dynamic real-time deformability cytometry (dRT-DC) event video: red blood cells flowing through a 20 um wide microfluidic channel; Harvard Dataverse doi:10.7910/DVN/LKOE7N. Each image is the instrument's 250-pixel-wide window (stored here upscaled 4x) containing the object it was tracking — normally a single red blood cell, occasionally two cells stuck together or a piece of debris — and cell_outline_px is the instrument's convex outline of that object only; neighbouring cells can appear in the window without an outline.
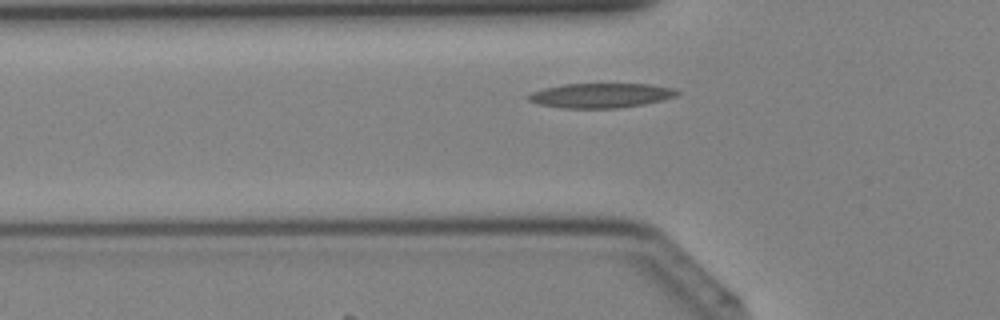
{"species": "Egyptian fruit bat (a non-hibernating species)", "species_latin": "Rousettus aegyptiacus", "temperature_condition": "cold", "stored_images_in_passage": 31, "camera_frame_rate_fps": 3000, "um_per_image_px": 0.085, "animal": {"sex": "female"}, "frame": {"image": 1, "passage_image": 7, "time_ms": 2.0, "image_size_px": [1000, 320], "cell_outline_px": [[680, 92], [676, 96], [644, 104], [616, 108], [564, 108], [536, 104], [528, 100], [524, 96], [532, 92], [544, 88], [564, 84], [652, 84], [676, 88]], "centroid_in_image_um": [51.04, 8.11], "position_along_channel_um": 74.8, "area_um2": 21.44}}
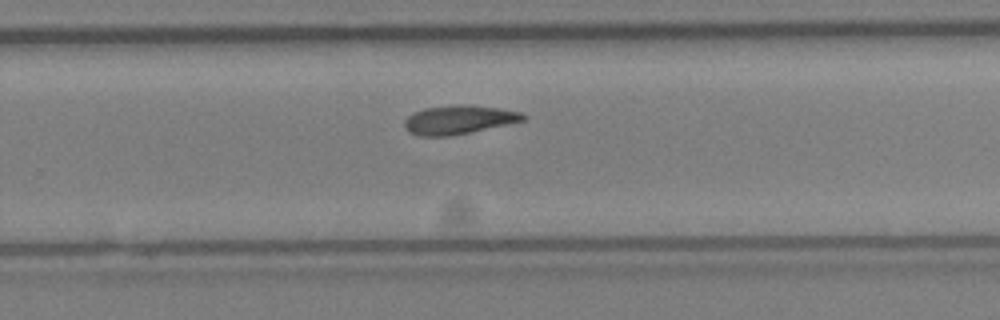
{"frame": {"image": 2, "passage_image": 20, "time_ms": 6.333, "image_size_px": [1000, 320], "cell_outline_px": [[528, 116], [524, 120], [452, 136], [416, 136], [408, 132], [404, 128], [404, 120], [412, 112], [424, 108], [452, 104], [468, 104], [496, 108], [520, 112]], "centroid_in_image_um": [38.92, 10.17], "position_along_channel_um": 290.9, "area_um2": 20.06}}
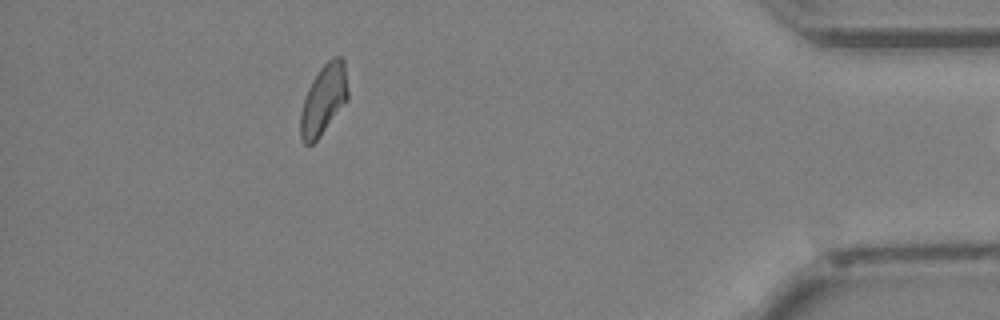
{"frame": {"image": 3, "passage_image": 30, "time_ms": 9.667, "image_size_px": [1000, 320], "cell_outline_px": [[348, 100], [316, 140], [312, 144], [304, 144], [300, 140], [300, 112], [308, 88], [312, 80], [320, 68], [332, 56], [340, 56], [344, 60], [348, 88]], "centroid_in_image_um": [27.5, 8.45], "position_along_channel_um": 407.7, "area_um2": 19.36}}